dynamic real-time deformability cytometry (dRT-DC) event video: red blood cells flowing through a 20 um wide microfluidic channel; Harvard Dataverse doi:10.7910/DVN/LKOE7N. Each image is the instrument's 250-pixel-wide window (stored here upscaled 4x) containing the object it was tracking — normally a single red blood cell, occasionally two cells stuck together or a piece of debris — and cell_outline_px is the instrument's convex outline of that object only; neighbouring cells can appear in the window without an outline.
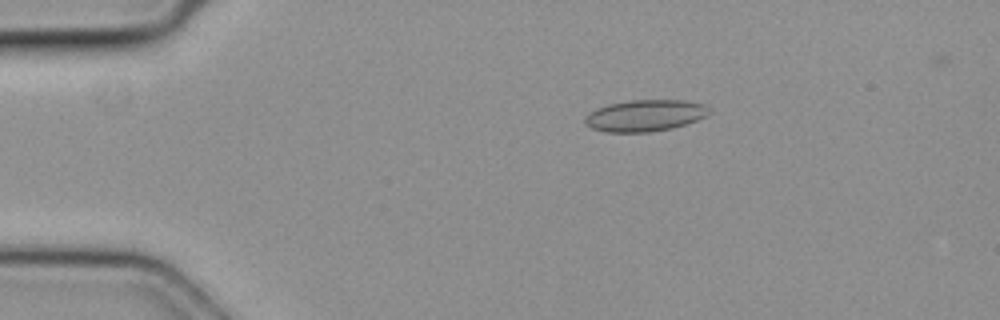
{"species": "common noctule bat (a hibernating species)", "species_latin": "Nyctalus noctula", "temperature_condition": "cold", "stored_images_in_passage": 18, "camera_frame_rate_fps": 3000, "um_per_image_px": 0.085, "animal": {"sex": "female", "body_mass_g": 19.3, "forearm_length_mm": 54.1}, "frame": {"image": 1, "passage_image": 6, "time_ms": 1.667, "image_size_px": [1000, 320], "cell_outline_px": [[712, 112], [696, 120], [672, 128], [648, 132], [604, 132], [592, 128], [584, 124], [584, 116], [588, 112], [596, 108], [608, 104], [632, 100], [680, 100], [708, 104], [712, 108]], "centroid_in_image_um": [54.82, 9.81], "position_along_channel_um": 30.2, "area_um2": 23.06}}
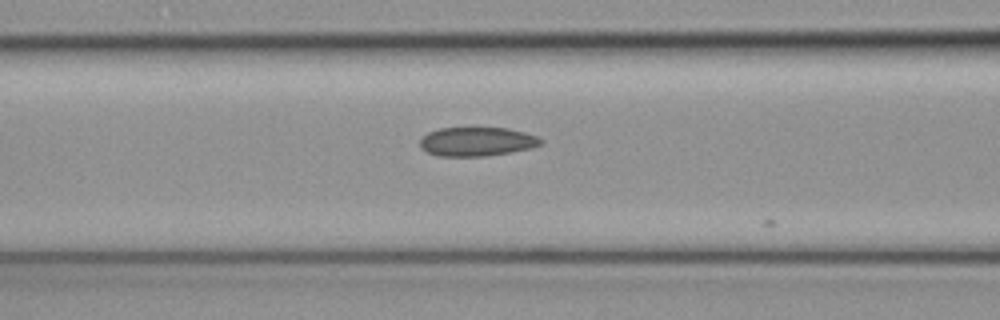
{"frame": {"image": 2, "passage_image": 17, "time_ms": 5.333, "image_size_px": [1000, 320], "cell_outline_px": [[544, 144], [532, 148], [512, 152], [484, 156], [440, 156], [428, 152], [420, 148], [420, 140], [428, 132], [440, 128], [508, 128], [524, 132], [536, 136], [544, 140]], "centroid_in_image_um": [40.57, 12.04], "position_along_channel_um": 126.0, "area_um2": 20.46}}